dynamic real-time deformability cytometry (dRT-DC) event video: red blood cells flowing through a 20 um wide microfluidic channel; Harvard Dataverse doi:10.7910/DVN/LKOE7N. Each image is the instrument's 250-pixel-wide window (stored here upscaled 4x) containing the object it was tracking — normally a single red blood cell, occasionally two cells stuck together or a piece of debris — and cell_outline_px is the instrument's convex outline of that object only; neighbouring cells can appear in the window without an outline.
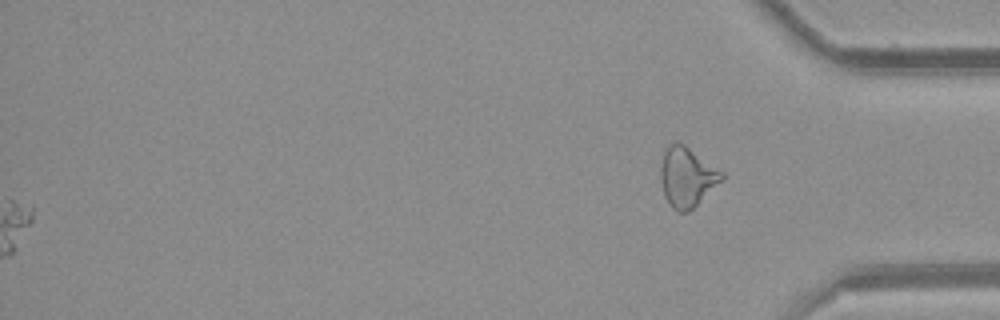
{"species": "common noctule bat (a hibernating species)", "species_latin": "Nyctalus noctula", "temperature_condition": "room temperature", "stored_images_in_passage": 43, "segment_of_instrument_passage": [2, 2], "camera_frame_rate_fps": 3000, "um_per_image_px": 0.085, "animal": {"sex": "female", "body_mass_g": 21.9}, "frame": {"image": 1, "passage_image": 43, "time_ms": 14.0, "image_size_px": [1000, 320], "cell_outline_px": [[724, 180], [688, 212], [676, 212], [672, 208], [664, 196], [660, 180], [660, 168], [664, 152], [672, 144], [684, 144], [724, 172]], "centroid_in_image_um": [58.41, 15.08], "position_along_channel_um": 376.8, "area_um2": 21.21}}